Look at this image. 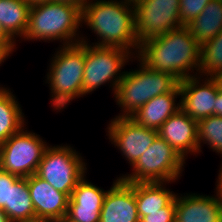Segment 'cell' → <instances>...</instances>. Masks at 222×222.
I'll return each mask as SVG.
<instances>
[{"label":"cell","mask_w":222,"mask_h":222,"mask_svg":"<svg viewBox=\"0 0 222 222\" xmlns=\"http://www.w3.org/2000/svg\"><path fill=\"white\" fill-rule=\"evenodd\" d=\"M215 102V115L222 117V91H218Z\"/></svg>","instance_id":"cell-32"},{"label":"cell","mask_w":222,"mask_h":222,"mask_svg":"<svg viewBox=\"0 0 222 222\" xmlns=\"http://www.w3.org/2000/svg\"><path fill=\"white\" fill-rule=\"evenodd\" d=\"M101 211L87 209H68L66 222H100Z\"/></svg>","instance_id":"cell-28"},{"label":"cell","mask_w":222,"mask_h":222,"mask_svg":"<svg viewBox=\"0 0 222 222\" xmlns=\"http://www.w3.org/2000/svg\"><path fill=\"white\" fill-rule=\"evenodd\" d=\"M51 1L77 5L78 7H80L82 9L90 0H51Z\"/></svg>","instance_id":"cell-33"},{"label":"cell","mask_w":222,"mask_h":222,"mask_svg":"<svg viewBox=\"0 0 222 222\" xmlns=\"http://www.w3.org/2000/svg\"><path fill=\"white\" fill-rule=\"evenodd\" d=\"M181 109L195 121L215 115L219 87L212 77L193 76L179 82Z\"/></svg>","instance_id":"cell-12"},{"label":"cell","mask_w":222,"mask_h":222,"mask_svg":"<svg viewBox=\"0 0 222 222\" xmlns=\"http://www.w3.org/2000/svg\"><path fill=\"white\" fill-rule=\"evenodd\" d=\"M158 136L171 145L185 160L198 156V122L181 108L157 130Z\"/></svg>","instance_id":"cell-14"},{"label":"cell","mask_w":222,"mask_h":222,"mask_svg":"<svg viewBox=\"0 0 222 222\" xmlns=\"http://www.w3.org/2000/svg\"><path fill=\"white\" fill-rule=\"evenodd\" d=\"M133 61L135 56L124 48L85 44L83 94H92L105 84H108L112 94H115L118 83L123 78L124 67Z\"/></svg>","instance_id":"cell-7"},{"label":"cell","mask_w":222,"mask_h":222,"mask_svg":"<svg viewBox=\"0 0 222 222\" xmlns=\"http://www.w3.org/2000/svg\"><path fill=\"white\" fill-rule=\"evenodd\" d=\"M34 222H62L57 220H35Z\"/></svg>","instance_id":"cell-38"},{"label":"cell","mask_w":222,"mask_h":222,"mask_svg":"<svg viewBox=\"0 0 222 222\" xmlns=\"http://www.w3.org/2000/svg\"><path fill=\"white\" fill-rule=\"evenodd\" d=\"M10 222H34L35 210L30 197L27 178L9 184L8 207L3 209Z\"/></svg>","instance_id":"cell-21"},{"label":"cell","mask_w":222,"mask_h":222,"mask_svg":"<svg viewBox=\"0 0 222 222\" xmlns=\"http://www.w3.org/2000/svg\"><path fill=\"white\" fill-rule=\"evenodd\" d=\"M222 71V31L201 45L199 76L213 77Z\"/></svg>","instance_id":"cell-25"},{"label":"cell","mask_w":222,"mask_h":222,"mask_svg":"<svg viewBox=\"0 0 222 222\" xmlns=\"http://www.w3.org/2000/svg\"><path fill=\"white\" fill-rule=\"evenodd\" d=\"M175 198L159 211L146 212L139 222H175Z\"/></svg>","instance_id":"cell-27"},{"label":"cell","mask_w":222,"mask_h":222,"mask_svg":"<svg viewBox=\"0 0 222 222\" xmlns=\"http://www.w3.org/2000/svg\"><path fill=\"white\" fill-rule=\"evenodd\" d=\"M106 126L109 142L117 147L130 167L158 136L157 130L141 126L130 117H114Z\"/></svg>","instance_id":"cell-11"},{"label":"cell","mask_w":222,"mask_h":222,"mask_svg":"<svg viewBox=\"0 0 222 222\" xmlns=\"http://www.w3.org/2000/svg\"><path fill=\"white\" fill-rule=\"evenodd\" d=\"M85 25L97 37L91 42L81 36L80 42L98 47L124 48L136 56L139 43L135 34L133 4L124 0H90L82 8ZM91 42V43H90Z\"/></svg>","instance_id":"cell-2"},{"label":"cell","mask_w":222,"mask_h":222,"mask_svg":"<svg viewBox=\"0 0 222 222\" xmlns=\"http://www.w3.org/2000/svg\"><path fill=\"white\" fill-rule=\"evenodd\" d=\"M30 8L31 5L25 0H0V23L16 42L23 41Z\"/></svg>","instance_id":"cell-22"},{"label":"cell","mask_w":222,"mask_h":222,"mask_svg":"<svg viewBox=\"0 0 222 222\" xmlns=\"http://www.w3.org/2000/svg\"><path fill=\"white\" fill-rule=\"evenodd\" d=\"M10 56L0 47V66L8 59Z\"/></svg>","instance_id":"cell-35"},{"label":"cell","mask_w":222,"mask_h":222,"mask_svg":"<svg viewBox=\"0 0 222 222\" xmlns=\"http://www.w3.org/2000/svg\"><path fill=\"white\" fill-rule=\"evenodd\" d=\"M206 144L222 157V117L211 115L198 121V155Z\"/></svg>","instance_id":"cell-24"},{"label":"cell","mask_w":222,"mask_h":222,"mask_svg":"<svg viewBox=\"0 0 222 222\" xmlns=\"http://www.w3.org/2000/svg\"><path fill=\"white\" fill-rule=\"evenodd\" d=\"M186 160L164 139L157 136L131 166V173L119 178L127 183L176 182L182 177Z\"/></svg>","instance_id":"cell-6"},{"label":"cell","mask_w":222,"mask_h":222,"mask_svg":"<svg viewBox=\"0 0 222 222\" xmlns=\"http://www.w3.org/2000/svg\"><path fill=\"white\" fill-rule=\"evenodd\" d=\"M133 8L139 44L183 26L179 17L180 0H141Z\"/></svg>","instance_id":"cell-10"},{"label":"cell","mask_w":222,"mask_h":222,"mask_svg":"<svg viewBox=\"0 0 222 222\" xmlns=\"http://www.w3.org/2000/svg\"><path fill=\"white\" fill-rule=\"evenodd\" d=\"M209 1L210 0H180L179 17L183 26L195 19Z\"/></svg>","instance_id":"cell-26"},{"label":"cell","mask_w":222,"mask_h":222,"mask_svg":"<svg viewBox=\"0 0 222 222\" xmlns=\"http://www.w3.org/2000/svg\"><path fill=\"white\" fill-rule=\"evenodd\" d=\"M171 183L175 182L134 183L139 217L146 216V212L159 211L175 198L177 193L167 187Z\"/></svg>","instance_id":"cell-18"},{"label":"cell","mask_w":222,"mask_h":222,"mask_svg":"<svg viewBox=\"0 0 222 222\" xmlns=\"http://www.w3.org/2000/svg\"><path fill=\"white\" fill-rule=\"evenodd\" d=\"M214 193L212 196L195 192L177 193L175 222H222V203Z\"/></svg>","instance_id":"cell-16"},{"label":"cell","mask_w":222,"mask_h":222,"mask_svg":"<svg viewBox=\"0 0 222 222\" xmlns=\"http://www.w3.org/2000/svg\"><path fill=\"white\" fill-rule=\"evenodd\" d=\"M134 183L118 176L107 190L101 209L100 222H139Z\"/></svg>","instance_id":"cell-15"},{"label":"cell","mask_w":222,"mask_h":222,"mask_svg":"<svg viewBox=\"0 0 222 222\" xmlns=\"http://www.w3.org/2000/svg\"><path fill=\"white\" fill-rule=\"evenodd\" d=\"M17 42L6 32L0 23V47L11 57L16 51Z\"/></svg>","instance_id":"cell-30"},{"label":"cell","mask_w":222,"mask_h":222,"mask_svg":"<svg viewBox=\"0 0 222 222\" xmlns=\"http://www.w3.org/2000/svg\"><path fill=\"white\" fill-rule=\"evenodd\" d=\"M136 69L125 71L113 99L121 109L115 117H131L150 99L171 92L179 81L171 74L152 70L136 56Z\"/></svg>","instance_id":"cell-5"},{"label":"cell","mask_w":222,"mask_h":222,"mask_svg":"<svg viewBox=\"0 0 222 222\" xmlns=\"http://www.w3.org/2000/svg\"><path fill=\"white\" fill-rule=\"evenodd\" d=\"M51 57L44 82L49 84L51 107L58 113L66 109L73 100L85 96V44L79 42L73 45H59Z\"/></svg>","instance_id":"cell-4"},{"label":"cell","mask_w":222,"mask_h":222,"mask_svg":"<svg viewBox=\"0 0 222 222\" xmlns=\"http://www.w3.org/2000/svg\"><path fill=\"white\" fill-rule=\"evenodd\" d=\"M124 1L129 2L130 4H134V3L139 2L141 0H124Z\"/></svg>","instance_id":"cell-39"},{"label":"cell","mask_w":222,"mask_h":222,"mask_svg":"<svg viewBox=\"0 0 222 222\" xmlns=\"http://www.w3.org/2000/svg\"><path fill=\"white\" fill-rule=\"evenodd\" d=\"M218 176H217V180H216V183H215V192L217 193L219 199H220V202L222 203V163L220 165V168L218 170Z\"/></svg>","instance_id":"cell-31"},{"label":"cell","mask_w":222,"mask_h":222,"mask_svg":"<svg viewBox=\"0 0 222 222\" xmlns=\"http://www.w3.org/2000/svg\"><path fill=\"white\" fill-rule=\"evenodd\" d=\"M27 185L35 210V220L64 221L70 198L66 193L56 190L36 174L27 177Z\"/></svg>","instance_id":"cell-13"},{"label":"cell","mask_w":222,"mask_h":222,"mask_svg":"<svg viewBox=\"0 0 222 222\" xmlns=\"http://www.w3.org/2000/svg\"><path fill=\"white\" fill-rule=\"evenodd\" d=\"M0 222H10L4 211L0 208Z\"/></svg>","instance_id":"cell-37"},{"label":"cell","mask_w":222,"mask_h":222,"mask_svg":"<svg viewBox=\"0 0 222 222\" xmlns=\"http://www.w3.org/2000/svg\"><path fill=\"white\" fill-rule=\"evenodd\" d=\"M106 193L107 190L93 184L85 175L73 189L68 209L101 211Z\"/></svg>","instance_id":"cell-23"},{"label":"cell","mask_w":222,"mask_h":222,"mask_svg":"<svg viewBox=\"0 0 222 222\" xmlns=\"http://www.w3.org/2000/svg\"><path fill=\"white\" fill-rule=\"evenodd\" d=\"M179 98L180 88L178 84L171 92L150 99L130 118L141 126L158 130L171 115L181 108Z\"/></svg>","instance_id":"cell-17"},{"label":"cell","mask_w":222,"mask_h":222,"mask_svg":"<svg viewBox=\"0 0 222 222\" xmlns=\"http://www.w3.org/2000/svg\"><path fill=\"white\" fill-rule=\"evenodd\" d=\"M82 9L77 5L48 1L32 5L24 41H60V46L77 44L81 40Z\"/></svg>","instance_id":"cell-3"},{"label":"cell","mask_w":222,"mask_h":222,"mask_svg":"<svg viewBox=\"0 0 222 222\" xmlns=\"http://www.w3.org/2000/svg\"><path fill=\"white\" fill-rule=\"evenodd\" d=\"M25 1L28 2L32 6V5H36L40 3H45L51 0H25Z\"/></svg>","instance_id":"cell-36"},{"label":"cell","mask_w":222,"mask_h":222,"mask_svg":"<svg viewBox=\"0 0 222 222\" xmlns=\"http://www.w3.org/2000/svg\"><path fill=\"white\" fill-rule=\"evenodd\" d=\"M185 27L201 46L222 31V0H210L203 11Z\"/></svg>","instance_id":"cell-20"},{"label":"cell","mask_w":222,"mask_h":222,"mask_svg":"<svg viewBox=\"0 0 222 222\" xmlns=\"http://www.w3.org/2000/svg\"><path fill=\"white\" fill-rule=\"evenodd\" d=\"M11 90L0 84V145L28 124L23 109Z\"/></svg>","instance_id":"cell-19"},{"label":"cell","mask_w":222,"mask_h":222,"mask_svg":"<svg viewBox=\"0 0 222 222\" xmlns=\"http://www.w3.org/2000/svg\"><path fill=\"white\" fill-rule=\"evenodd\" d=\"M26 126L0 145V168L21 178L36 174L44 152L50 145Z\"/></svg>","instance_id":"cell-9"},{"label":"cell","mask_w":222,"mask_h":222,"mask_svg":"<svg viewBox=\"0 0 222 222\" xmlns=\"http://www.w3.org/2000/svg\"><path fill=\"white\" fill-rule=\"evenodd\" d=\"M20 177L0 168V208L8 207L9 184H14Z\"/></svg>","instance_id":"cell-29"},{"label":"cell","mask_w":222,"mask_h":222,"mask_svg":"<svg viewBox=\"0 0 222 222\" xmlns=\"http://www.w3.org/2000/svg\"><path fill=\"white\" fill-rule=\"evenodd\" d=\"M82 154L67 143L49 145L39 163L36 175L53 188L71 197L77 183L87 175L88 168ZM85 160V161H84Z\"/></svg>","instance_id":"cell-8"},{"label":"cell","mask_w":222,"mask_h":222,"mask_svg":"<svg viewBox=\"0 0 222 222\" xmlns=\"http://www.w3.org/2000/svg\"><path fill=\"white\" fill-rule=\"evenodd\" d=\"M201 46L185 26L139 44L136 57L148 68L174 76L179 82L199 75Z\"/></svg>","instance_id":"cell-1"},{"label":"cell","mask_w":222,"mask_h":222,"mask_svg":"<svg viewBox=\"0 0 222 222\" xmlns=\"http://www.w3.org/2000/svg\"><path fill=\"white\" fill-rule=\"evenodd\" d=\"M212 78L216 81V83H217V85L219 87V90L222 91V71L217 73Z\"/></svg>","instance_id":"cell-34"}]
</instances>
